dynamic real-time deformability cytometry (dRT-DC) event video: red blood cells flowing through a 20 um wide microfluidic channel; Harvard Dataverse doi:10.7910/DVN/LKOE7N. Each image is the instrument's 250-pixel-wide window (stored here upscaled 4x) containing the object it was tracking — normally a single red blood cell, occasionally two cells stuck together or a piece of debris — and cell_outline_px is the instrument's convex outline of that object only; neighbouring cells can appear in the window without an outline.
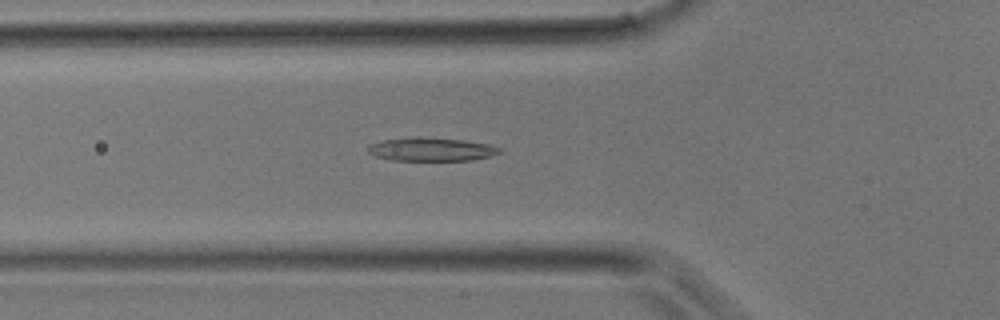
{"species": "common noctule bat (a hibernating species)", "species_latin": "Nyctalus noctula", "temperature_condition": "room temperature", "stored_images_in_passage": 26, "camera_frame_rate_fps": 3000, "um_per_image_px": 0.085, "animal": {"sex": "male", "body_mass_g": 17.9}, "frame": {"image": 1, "passage_image": 4, "time_ms": 1.0, "image_size_px": [1000, 320], "cell_outline_px": [[504, 152], [472, 160], [392, 160], [376, 156], [368, 152], [368, 144], [380, 140], [420, 136], [464, 140], [492, 144], [500, 148]], "centroid_in_image_um": [36.67, 12.67], "position_along_channel_um": 89.1, "area_um2": 18.15}}
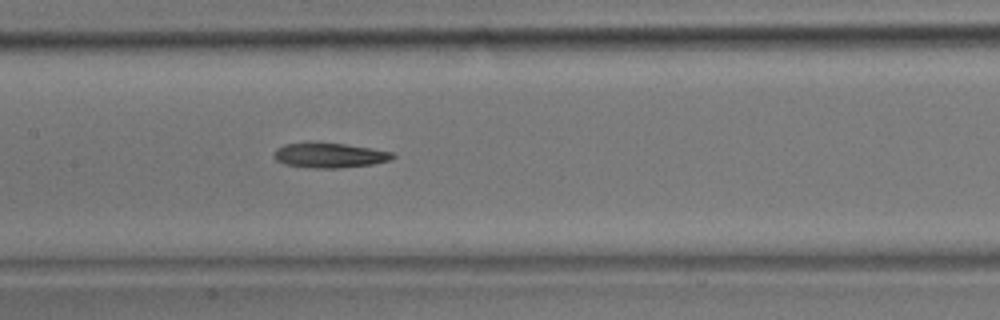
{"frame": {"image": 2, "passage_image": 9, "time_ms": 2.667, "image_size_px": [1000, 320], "cell_outline_px": [[396, 156], [388, 160], [372, 164], [340, 168], [316, 168], [284, 164], [276, 160], [272, 156], [272, 152], [276, 148], [284, 144], [316, 140], [372, 148], [396, 152]], "centroid_in_image_um": [27.96, 13.16], "position_along_channel_um": 179.4, "area_um2": 17.8}}
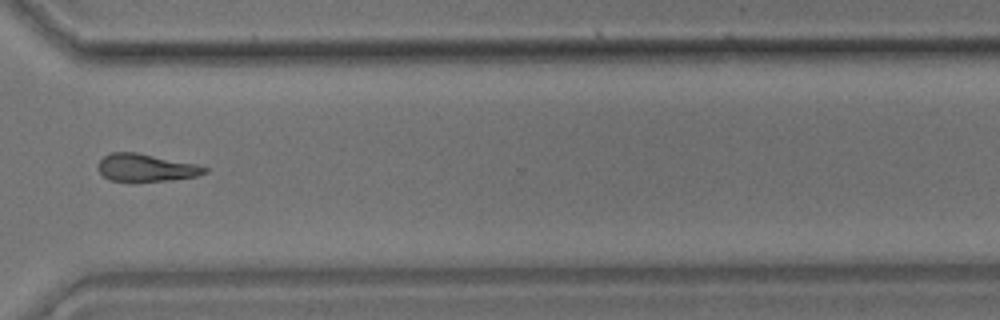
{"frame": {"image": 3, "passage_image": 19, "time_ms": 6.0, "image_size_px": [1000, 320], "cell_outline_px": [[208, 172], [196, 176], [168, 180], [108, 180], [96, 168], [96, 164], [104, 156], [112, 152], [136, 152], [196, 164], [208, 168]], "centroid_in_image_um": [12.38, 14.23], "position_along_channel_um": 358.2, "area_um2": 16.82}}